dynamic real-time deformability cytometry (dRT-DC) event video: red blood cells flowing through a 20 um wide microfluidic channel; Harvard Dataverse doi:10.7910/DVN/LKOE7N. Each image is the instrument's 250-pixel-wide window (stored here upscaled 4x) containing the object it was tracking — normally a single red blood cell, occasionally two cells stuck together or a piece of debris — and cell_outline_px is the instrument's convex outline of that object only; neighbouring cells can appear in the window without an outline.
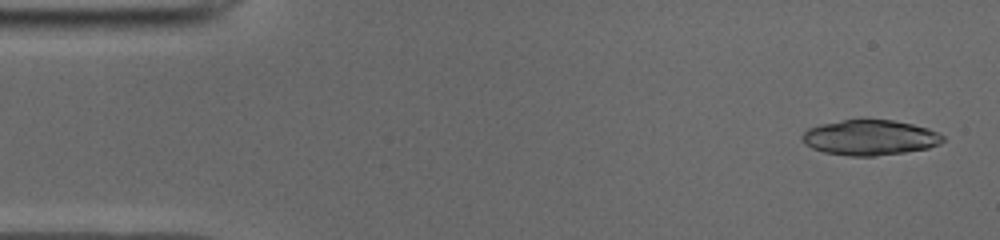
{"species": "common noctule bat (a hibernating species)", "species_latin": "Nyctalus noctula", "temperature_condition": "cold", "stored_images_in_passage": 49, "camera_frame_rate_fps": 3000, "um_per_image_px": 0.085, "animal": {"sex": "male", "body_mass_g": 19.0, "forearm_length_mm": 50.8}, "frame": {"image": 1, "passage_image": 2, "time_ms": 0.333, "image_size_px": [1000, 240], "cell_outline_px": [[944, 140], [940, 144], [928, 148], [904, 152], [872, 156], [848, 156], [824, 152], [812, 148], [804, 144], [800, 140], [800, 136], [808, 128], [820, 124], [844, 120], [892, 120], [912, 124], [928, 128], [944, 136]], "centroid_in_image_um": [73.91, 11.7], "position_along_channel_um": 11.1, "area_um2": 28.9}}
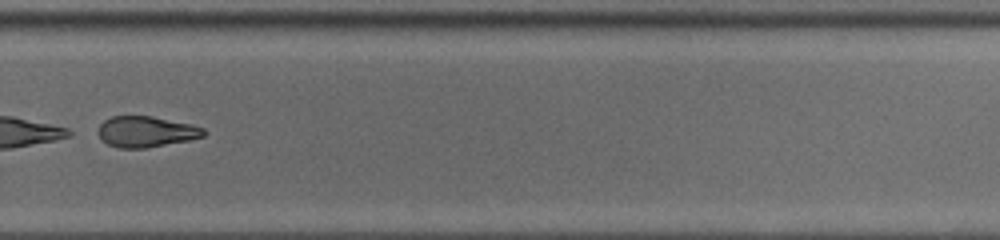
{"frame": {"image": 2, "passage_image": 34, "time_ms": 11.0, "image_size_px": [1000, 240], "cell_outline_px": [[208, 132], [204, 136], [192, 140], [144, 148], [116, 148], [108, 144], [100, 136], [100, 124], [104, 120], [112, 116], [152, 116], [192, 124], [204, 128]], "centroid_in_image_um": [12.49, 11.19], "position_along_channel_um": 317.3, "area_um2": 19.02}}